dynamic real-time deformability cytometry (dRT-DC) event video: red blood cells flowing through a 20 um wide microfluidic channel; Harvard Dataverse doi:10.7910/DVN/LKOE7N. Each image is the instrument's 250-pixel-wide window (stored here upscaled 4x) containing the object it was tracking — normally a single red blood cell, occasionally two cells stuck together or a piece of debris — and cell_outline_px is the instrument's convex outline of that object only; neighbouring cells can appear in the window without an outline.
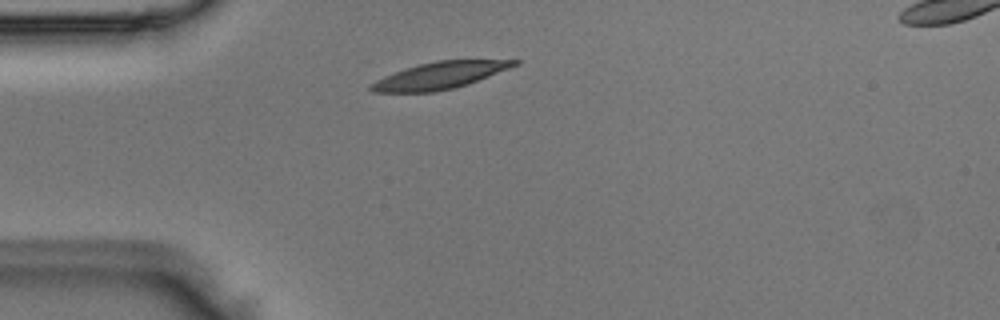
{"species": "Egyptian fruit bat (a non-hibernating species)", "species_latin": "Rousettus aegyptiacus", "temperature_condition": "room temperature", "stored_images_in_passage": 2, "segment_of_instrument_passage": [1, 2], "camera_frame_rate_fps": 3000, "um_per_image_px": 0.085, "animal": {"sex": "male"}, "frame": {"image": 1, "passage_image": 1, "time_ms": 0.0, "image_size_px": [1000, 320], "cell_outline_px": [[520, 64], [468, 84], [452, 88], [432, 92], [372, 92], [368, 88], [368, 84], [384, 76], [404, 68], [436, 60], [520, 60]], "centroid_in_image_um": [37.34, 6.41], "position_along_channel_um": 47.7, "area_um2": 22.37}}